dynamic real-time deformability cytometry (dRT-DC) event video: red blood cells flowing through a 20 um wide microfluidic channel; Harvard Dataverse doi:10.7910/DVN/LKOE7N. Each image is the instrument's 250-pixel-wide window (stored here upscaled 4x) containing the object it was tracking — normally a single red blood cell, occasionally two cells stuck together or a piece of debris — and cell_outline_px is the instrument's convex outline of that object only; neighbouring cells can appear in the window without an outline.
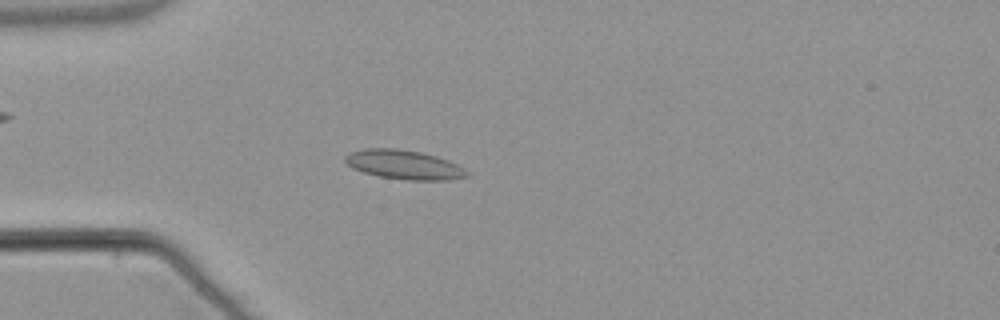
{"species": "common noctule bat (a hibernating species)", "species_latin": "Nyctalus noctula", "temperature_condition": "warm", "stored_images_in_passage": 54, "camera_frame_rate_fps": 3000, "um_per_image_px": 0.085, "animal": {"sex": "male", "body_mass_g": 21.5, "forearm_length_mm": 52.0}, "frame": {"image": 1, "passage_image": 15, "time_ms": 4.667, "image_size_px": [1000, 320], "cell_outline_px": [[468, 176], [448, 180], [408, 180], [380, 176], [364, 172], [352, 168], [344, 160], [344, 156], [352, 152], [364, 148], [396, 148], [420, 152], [436, 156], [448, 160], [464, 168], [468, 172]], "centroid_in_image_um": [34.34, 13.99], "position_along_channel_um": 50.7, "area_um2": 20.58}}
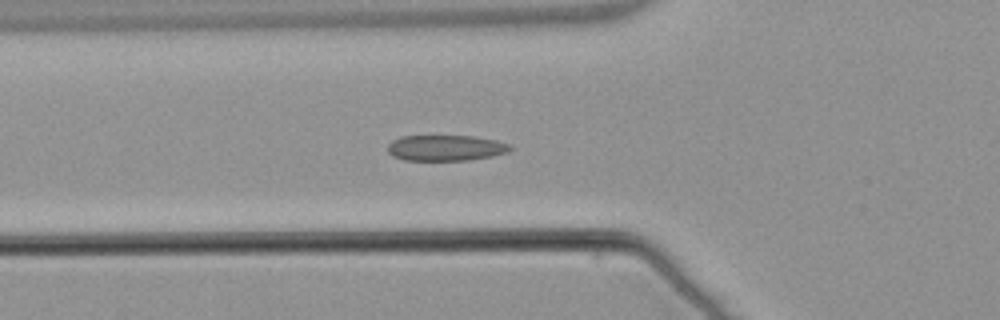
{"frame": {"image": 2, "passage_image": 19, "time_ms": 6.0, "image_size_px": [1000, 320], "cell_outline_px": [[512, 148], [508, 152], [492, 156], [468, 160], [404, 160], [392, 156], [388, 152], [388, 144], [392, 140], [400, 136], [472, 136], [496, 140], [508, 144]], "centroid_in_image_um": [37.85, 12.57], "position_along_channel_um": 87.9, "area_um2": 18.38}}
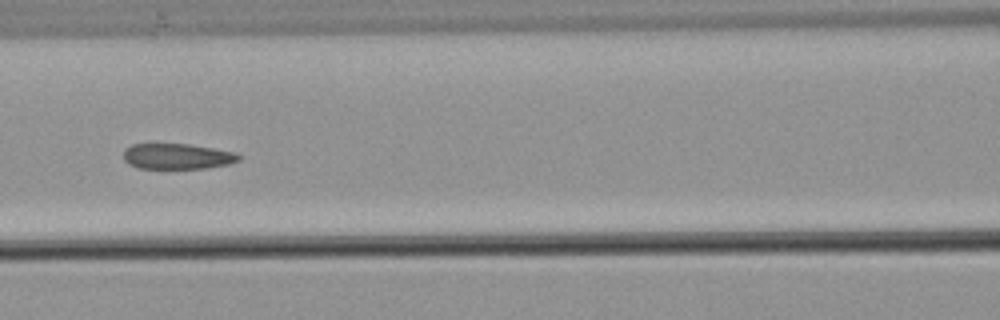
{"frame": {"image": 3, "passage_image": 24, "time_ms": 7.667, "image_size_px": [1000, 320], "cell_outline_px": [[240, 160], [228, 164], [208, 168], [136, 168], [128, 164], [124, 160], [124, 148], [132, 144], [188, 144], [236, 152], [240, 156]], "centroid_in_image_um": [15.05, 13.29], "position_along_channel_um": 151.6, "area_um2": 17.22}, "authors_computed_cell_mechanics": {"area_um2": 18.6694, "velocity_mm_per_s": 3.7948, "shape_relaxation_time_tau1_ms": null, "shape_relaxation_time_tau2_ms": 1.3103, "deformation_change_tau1": null, "deformation_change_tau2": 0.0709}}